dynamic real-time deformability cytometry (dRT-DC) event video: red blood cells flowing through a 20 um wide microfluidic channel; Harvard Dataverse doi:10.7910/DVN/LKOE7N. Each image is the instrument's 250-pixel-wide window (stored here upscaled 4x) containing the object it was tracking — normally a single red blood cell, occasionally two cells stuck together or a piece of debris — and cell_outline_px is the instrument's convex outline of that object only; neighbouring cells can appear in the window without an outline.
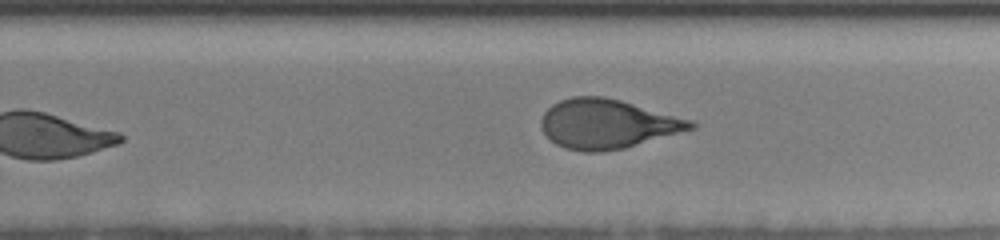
{"species": "human", "species_latin": "Homo sapiens", "temperature_condition": "cold", "stored_images_in_passage": 29, "camera_frame_rate_fps": 3000, "um_per_image_px": 0.085, "donor": {"sex": "female"}, "frame": {"image": 1, "passage_image": 29, "time_ms": 10.667, "image_size_px": [1000, 240], "cell_outline_px": [[696, 128], [624, 148], [604, 152], [584, 152], [564, 148], [556, 144], [540, 128], [540, 120], [544, 112], [552, 104], [560, 100], [572, 96], [604, 96], [620, 100], [696, 120]], "centroid_in_image_um": [51.64, 10.53], "position_along_channel_um": 278.2, "area_um2": 43.35}}